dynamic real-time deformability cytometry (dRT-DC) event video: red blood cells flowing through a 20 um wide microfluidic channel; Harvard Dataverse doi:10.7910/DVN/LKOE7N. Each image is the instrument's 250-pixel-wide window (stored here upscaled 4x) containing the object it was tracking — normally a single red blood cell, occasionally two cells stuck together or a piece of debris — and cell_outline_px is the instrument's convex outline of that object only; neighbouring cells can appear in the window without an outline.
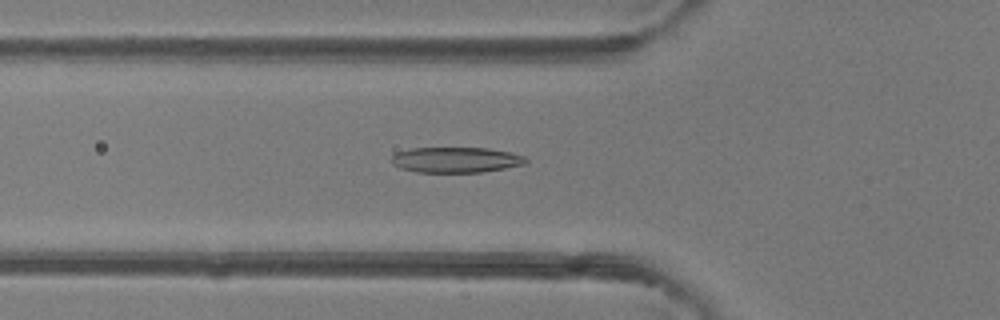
{"species": "common noctule bat (a hibernating species)", "species_latin": "Nyctalus noctula", "temperature_condition": "room temperature", "stored_images_in_passage": 48, "camera_frame_rate_fps": 3000, "um_per_image_px": 0.085, "animal": {"sex": "female"}, "frame": {"image": 1, "passage_image": 17, "time_ms": 5.333, "image_size_px": [1000, 320], "cell_outline_px": [[528, 164], [484, 172], [416, 172], [400, 168], [392, 164], [392, 156], [396, 152], [412, 148], [488, 148], [512, 152], [524, 156], [528, 160]], "centroid_in_image_um": [38.79, 13.59], "position_along_channel_um": 87.0, "area_um2": 20.17}}
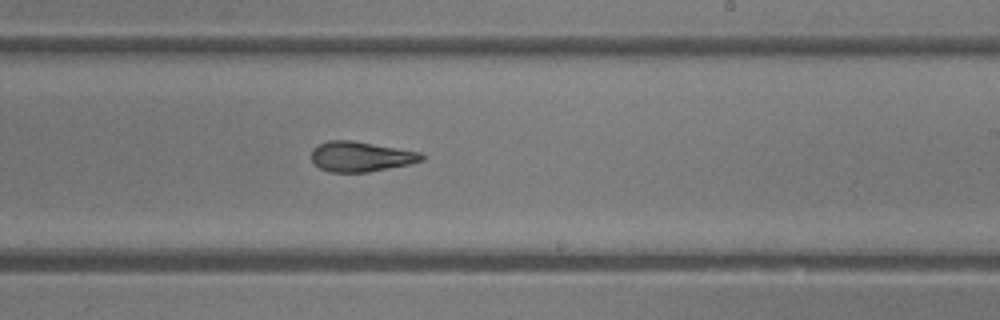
{"frame": {"image": 2, "passage_image": 29, "time_ms": 9.333, "image_size_px": [1000, 320], "cell_outline_px": [[424, 160], [408, 164], [368, 172], [328, 172], [312, 164], [312, 148], [316, 144], [328, 140], [352, 140], [420, 152], [424, 156]], "centroid_in_image_um": [30.61, 13.3], "position_along_channel_um": 258.4, "area_um2": 19.42}}
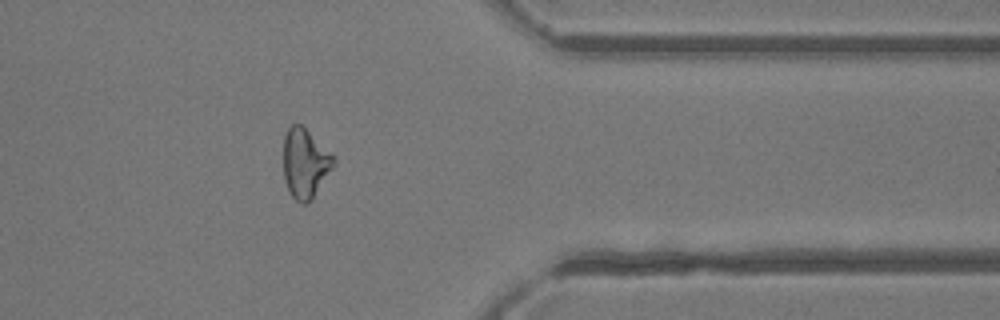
{"frame": {"image": 3, "passage_image": 39, "time_ms": 12.667, "image_size_px": [1000, 320], "cell_outline_px": [[336, 160], [332, 168], [312, 200], [308, 204], [300, 204], [292, 196], [284, 180], [284, 136], [288, 128], [292, 124], [300, 124], [332, 152]], "centroid_in_image_um": [25.94, 13.89], "position_along_channel_um": 385.5, "area_um2": 20.35}, "authors_computed_cell_mechanics": {"area_um2": 20.6346, "velocity_mm_per_s": 4.2628, "shape_relaxation_time_tau1_ms": 6.4297, "shape_relaxation_time_tau2_ms": 1.6718, "deformation_change_tau1": 0.2077, "deformation_change_tau2": 0.1041}}